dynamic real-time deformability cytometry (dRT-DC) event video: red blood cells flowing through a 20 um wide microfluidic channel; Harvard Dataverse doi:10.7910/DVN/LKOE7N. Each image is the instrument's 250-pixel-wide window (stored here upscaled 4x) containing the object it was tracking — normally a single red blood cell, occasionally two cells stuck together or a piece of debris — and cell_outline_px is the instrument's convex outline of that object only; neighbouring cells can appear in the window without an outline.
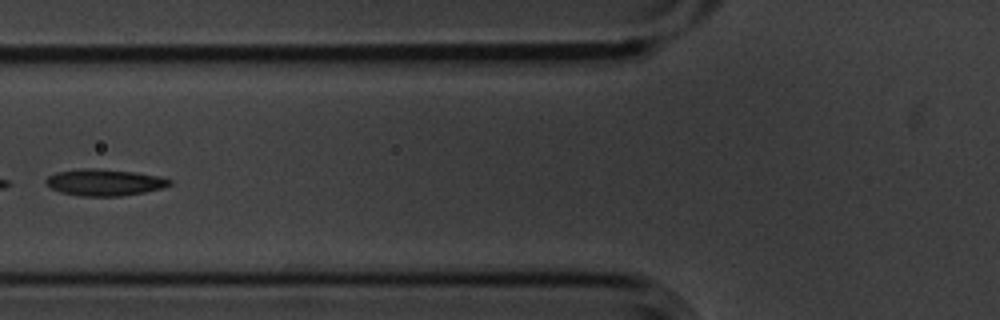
{"species": "common noctule bat (a hibernating species)", "species_latin": "Nyctalus noctula", "temperature_condition": "cold", "stored_images_in_passage": 9, "camera_frame_rate_fps": 3000, "um_per_image_px": 0.085, "animal": {"sex": "male", "body_mass_g": 20.1, "forearm_length_mm": 53.5}, "frame": {"image": 1, "passage_image": 6, "time_ms": 1.667, "image_size_px": [1000, 320], "cell_outline_px": [[172, 184], [160, 188], [144, 192], [120, 196], [80, 196], [60, 192], [48, 188], [44, 184], [44, 180], [48, 176], [56, 172], [80, 168], [96, 168], [136, 172], [160, 176], [172, 180]], "centroid_in_image_um": [8.82, 15.49], "position_along_channel_um": 117.0, "area_um2": 19.42}}
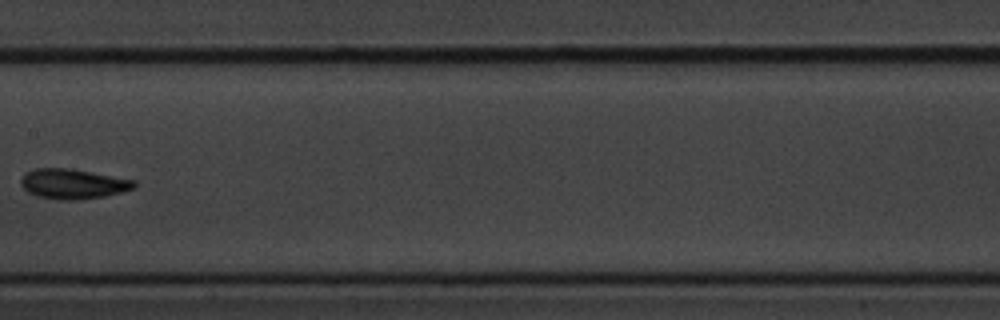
{"frame": {"image": 2, "passage_image": 8, "time_ms": 2.333, "image_size_px": [1000, 320], "cell_outline_px": [[136, 188], [104, 196], [72, 200], [60, 200], [36, 196], [28, 192], [20, 184], [20, 180], [28, 172], [36, 168], [72, 168], [136, 180]], "centroid_in_image_um": [6.22, 15.62], "position_along_channel_um": 201.2, "area_um2": 19.77}}
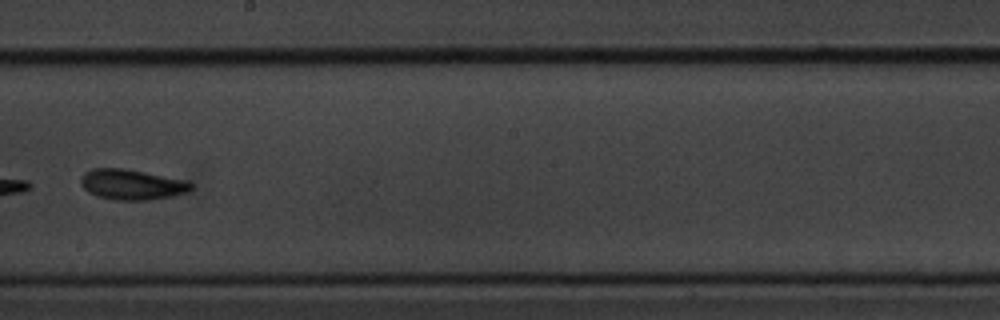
{"frame": {"image": 3, "passage_image": 9, "time_ms": 2.667, "image_size_px": [1000, 320], "cell_outline_px": [[192, 188], [188, 192], [172, 196], [148, 200], [116, 200], [96, 196], [88, 192], [80, 184], [80, 176], [84, 172], [92, 168], [124, 168], [188, 180], [192, 184]], "centroid_in_image_um": [11.19, 15.68], "position_along_channel_um": 237.0, "area_um2": 19.77}}